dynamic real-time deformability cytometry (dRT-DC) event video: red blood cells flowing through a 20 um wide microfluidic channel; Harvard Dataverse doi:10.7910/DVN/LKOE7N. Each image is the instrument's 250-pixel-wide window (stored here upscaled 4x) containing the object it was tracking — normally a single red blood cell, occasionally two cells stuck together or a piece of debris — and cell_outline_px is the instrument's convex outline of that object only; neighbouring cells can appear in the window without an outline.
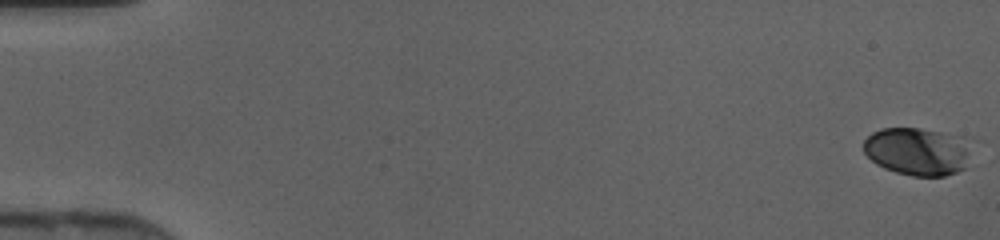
{"species": "human", "species_latin": "Homo sapiens", "temperature_condition": "cold", "stored_images_in_passage": 47, "camera_frame_rate_fps": 3000, "um_per_image_px": 0.085, "donor": {"sex": "female"}, "frame": {"image": 1, "passage_image": 1, "time_ms": 0.0, "image_size_px": [1000, 240], "cell_outline_px": [[976, 140], [964, 168], [956, 172], [944, 176], [912, 176], [896, 172], [884, 168], [876, 164], [864, 152], [864, 140], [872, 132], [880, 128], [920, 128], [972, 136]], "centroid_in_image_um": [78.11, 12.83], "position_along_channel_um": 6.9, "area_um2": 31.15}}
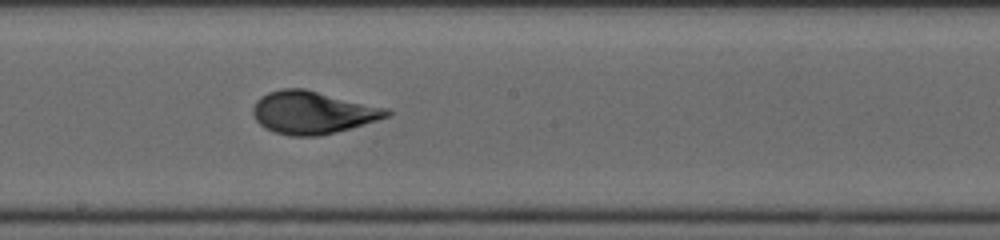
{"frame": {"image": 2, "passage_image": 27, "time_ms": 8.667, "image_size_px": [1000, 240], "cell_outline_px": [[392, 112], [388, 116], [352, 128], [316, 136], [288, 136], [264, 128], [256, 120], [252, 112], [252, 108], [256, 100], [268, 92], [280, 88], [304, 88], [388, 108]], "centroid_in_image_um": [26.55, 9.55], "position_along_channel_um": 221.6, "area_um2": 33.23}}
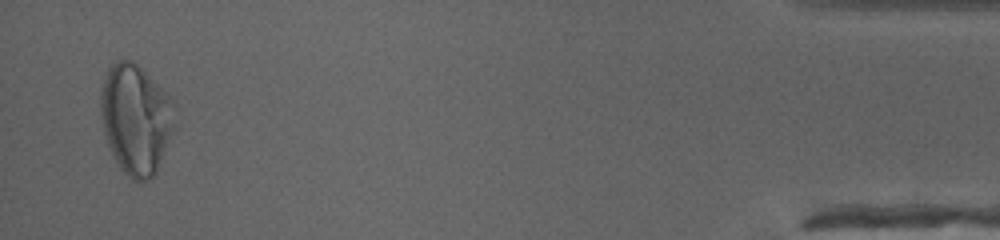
{"frame": {"image": 3, "passage_image": 46, "time_ms": 15.0, "image_size_px": [1000, 240], "cell_outline_px": [[176, 104], [172, 132], [156, 172], [148, 180], [132, 180], [120, 168], [108, 144], [104, 132], [100, 112], [100, 92], [104, 72], [112, 64], [120, 60], [132, 60]], "centroid_in_image_um": [11.51, 10.11], "position_along_channel_um": 423.7, "area_um2": 46.93}}